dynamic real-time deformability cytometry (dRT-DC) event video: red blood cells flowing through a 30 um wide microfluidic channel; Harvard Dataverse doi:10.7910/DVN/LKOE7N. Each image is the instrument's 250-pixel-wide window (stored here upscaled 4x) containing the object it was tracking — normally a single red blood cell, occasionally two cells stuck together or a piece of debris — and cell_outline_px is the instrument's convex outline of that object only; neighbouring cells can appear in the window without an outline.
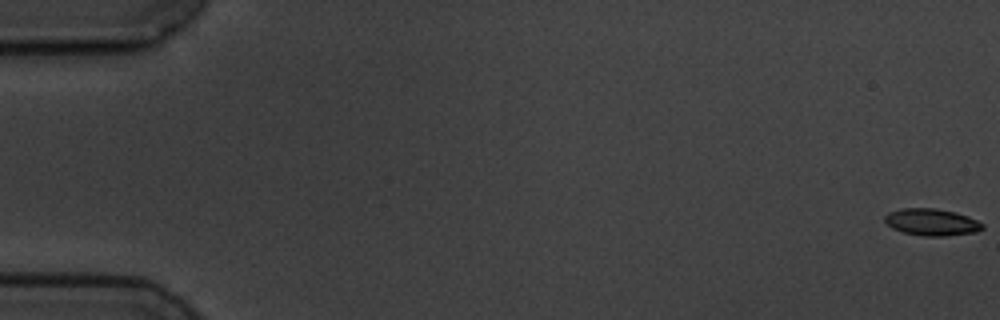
{"species": "common noctule bat (a hibernating species)", "species_latin": "Nyctalus noctula", "temperature_condition": "cold", "stored_images_in_passage": 7, "camera_frame_rate_fps": 3000, "um_per_image_px": 0.085, "animal": {"sex": "male", "body_mass_g": 19.5, "forearm_length_mm": 54.6}, "frame": {"image": 1, "passage_image": 1, "time_ms": 0.0, "image_size_px": [1000, 320], "cell_outline_px": [[984, 228], [976, 232], [944, 236], [924, 236], [904, 232], [892, 228], [884, 220], [884, 216], [888, 212], [900, 208], [936, 208], [956, 212], [968, 216], [984, 224]], "centroid_in_image_um": [79.19, 18.87], "position_along_channel_um": 5.8, "area_um2": 15.37}}
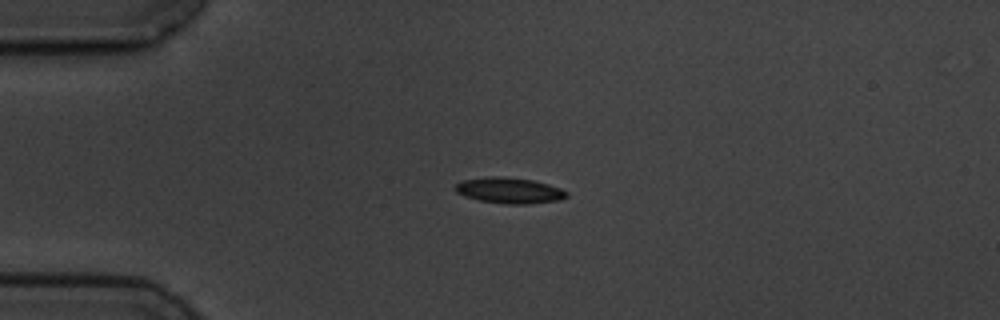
{"frame": {"image": 2, "passage_image": 5, "time_ms": 4.667, "image_size_px": [1000, 320], "cell_outline_px": [[568, 196], [560, 200], [528, 204], [508, 204], [480, 200], [464, 196], [456, 192], [456, 184], [464, 180], [492, 176], [500, 176], [532, 180], [548, 184], [560, 188], [568, 192]], "centroid_in_image_um": [43.33, 16.19], "position_along_channel_um": 41.7, "area_um2": 16.59}}
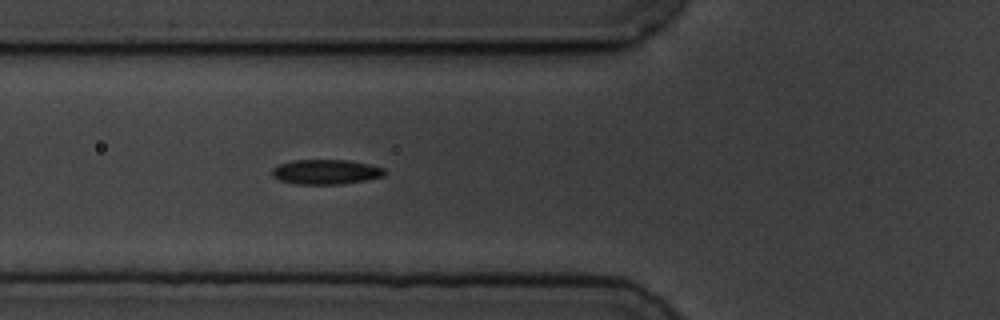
{"frame": {"image": 3, "passage_image": 7, "time_ms": 7.0, "image_size_px": [1000, 320], "cell_outline_px": [[388, 172], [384, 176], [364, 180], [340, 184], [296, 184], [280, 180], [272, 176], [272, 168], [280, 164], [292, 160], [348, 160], [368, 164], [384, 168]], "centroid_in_image_um": [27.7, 14.61], "position_along_channel_um": 98.1, "area_um2": 16.24}}